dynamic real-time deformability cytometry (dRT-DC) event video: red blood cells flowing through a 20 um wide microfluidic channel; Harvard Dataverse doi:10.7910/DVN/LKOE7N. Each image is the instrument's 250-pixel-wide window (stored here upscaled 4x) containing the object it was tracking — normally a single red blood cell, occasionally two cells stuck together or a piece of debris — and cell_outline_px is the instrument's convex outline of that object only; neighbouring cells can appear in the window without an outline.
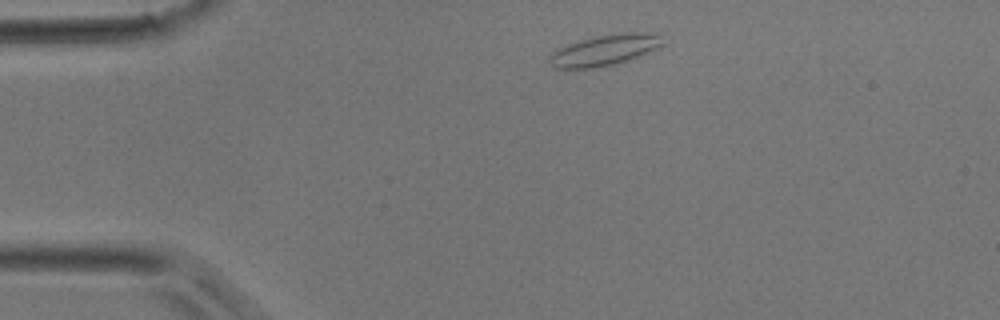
{"species": "common noctule bat (a hibernating species)", "species_latin": "Nyctalus noctula", "temperature_condition": "room temperature", "stored_images_in_passage": 2, "camera_frame_rate_fps": 3000, "um_per_image_px": 0.085, "animal": {"sex": "male", "body_mass_g": 17.9}, "frame": {"image": 1, "passage_image": 1, "time_ms": 0.0, "image_size_px": [1000, 320], "cell_outline_px": [[664, 44], [628, 60], [612, 64], [592, 68], [552, 68], [548, 60], [548, 56], [552, 52], [568, 44], [580, 40], [596, 36], [624, 32], [660, 32]], "centroid_in_image_um": [51.39, 4.24], "position_along_channel_um": 33.6, "area_um2": 20.29}}